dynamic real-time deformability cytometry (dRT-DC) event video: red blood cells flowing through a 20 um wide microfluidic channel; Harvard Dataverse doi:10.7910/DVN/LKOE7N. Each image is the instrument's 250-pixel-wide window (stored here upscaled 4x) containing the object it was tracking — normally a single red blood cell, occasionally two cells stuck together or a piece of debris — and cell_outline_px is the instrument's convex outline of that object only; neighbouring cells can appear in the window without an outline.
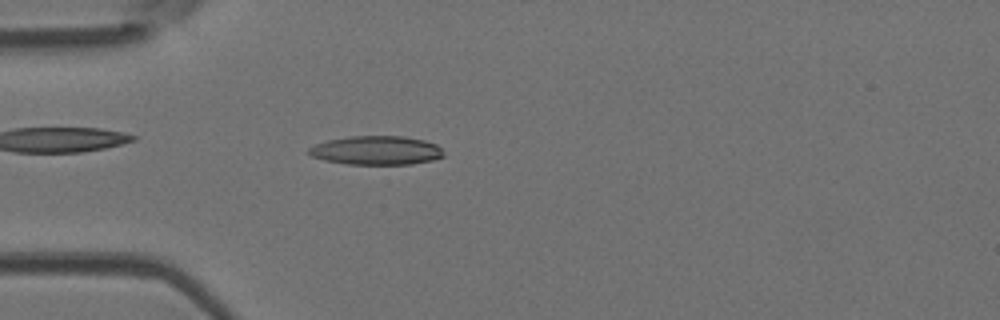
{"species": "Egyptian fruit bat (a non-hibernating species)", "species_latin": "Rousettus aegyptiacus", "temperature_condition": "room temperature", "stored_images_in_passage": 49, "camera_frame_rate_fps": 3000, "um_per_image_px": 0.085, "animal": {"sex": "female"}, "frame": {"image": 1, "passage_image": 14, "time_ms": 4.333, "image_size_px": [1000, 320], "cell_outline_px": [[444, 156], [432, 160], [412, 164], [348, 164], [324, 160], [312, 156], [308, 152], [308, 148], [316, 144], [328, 140], [352, 136], [404, 136], [424, 140], [436, 144], [444, 152]], "centroid_in_image_um": [32.01, 12.78], "position_along_channel_um": 53.0, "area_um2": 22.6}}
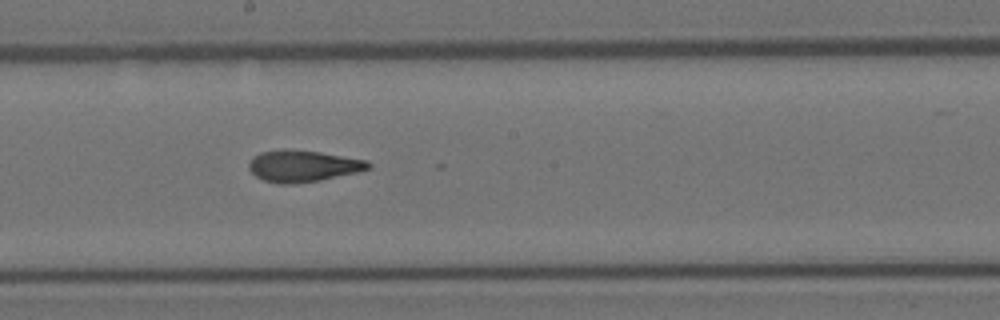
{"frame": {"image": 2, "passage_image": 27, "time_ms": 8.667, "image_size_px": [1000, 320], "cell_outline_px": [[372, 168], [356, 172], [320, 180], [292, 184], [280, 184], [264, 180], [256, 176], [248, 168], [248, 164], [252, 156], [260, 152], [284, 148], [288, 148], [320, 152], [368, 160], [372, 164]], "centroid_in_image_um": [25.74, 14.09], "position_along_channel_um": 222.5, "area_um2": 22.2}}
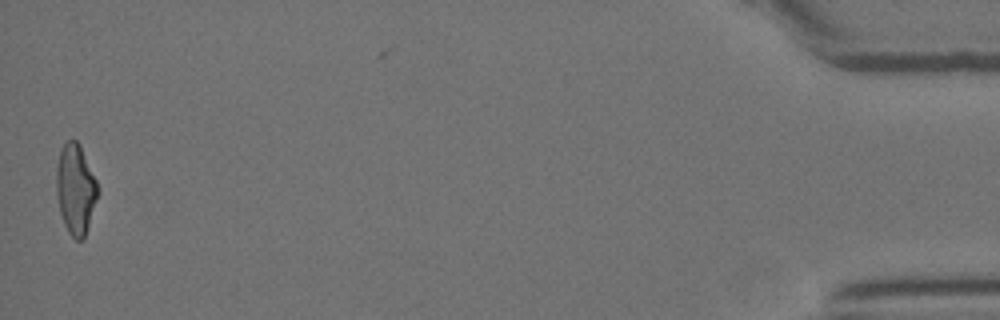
{"frame": {"image": 3, "passage_image": 49, "time_ms": 16.0, "image_size_px": [1000, 320], "cell_outline_px": [[100, 192], [84, 240], [76, 240], [68, 232], [64, 224], [60, 212], [56, 192], [56, 164], [60, 148], [68, 140], [76, 140], [80, 144], [96, 180]], "centroid_in_image_um": [6.43, 16.08], "position_along_channel_um": 428.8, "area_um2": 22.08}, "authors_computed_cell_mechanics": {"area_um2": 21.964, "velocity_mm_per_s": 4.0943, "shape_relaxation_time_tau1_ms": 7.2065, "shape_relaxation_time_tau2_ms": 1.9192, "deformation_change_tau1": 0.2246, "deformation_change_tau2": 0.0989}}